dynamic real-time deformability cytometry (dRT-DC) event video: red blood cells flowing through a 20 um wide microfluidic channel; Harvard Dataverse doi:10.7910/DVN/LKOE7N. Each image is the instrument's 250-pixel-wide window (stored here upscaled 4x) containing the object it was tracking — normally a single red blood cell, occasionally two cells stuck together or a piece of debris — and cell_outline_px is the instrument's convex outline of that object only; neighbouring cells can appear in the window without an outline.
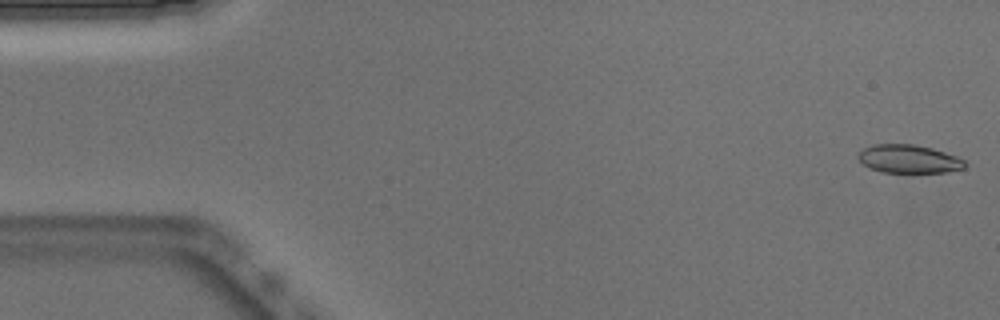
{"species": "Egyptian fruit bat (a non-hibernating species)", "species_latin": "Rousettus aegyptiacus", "temperature_condition": "warm", "stored_images_in_passage": 51, "camera_frame_rate_fps": 3000, "um_per_image_px": 0.085, "animal": {"sex": "male"}, "frame": {"image": 1, "passage_image": 1, "time_ms": 0.0, "image_size_px": [1000, 320], "cell_outline_px": [[968, 164], [964, 168], [944, 172], [880, 172], [864, 164], [856, 156], [864, 148], [872, 144], [912, 144], [932, 148], [956, 156], [964, 160]], "centroid_in_image_um": [77.25, 13.5], "position_along_channel_um": 7.7, "area_um2": 17.46}}
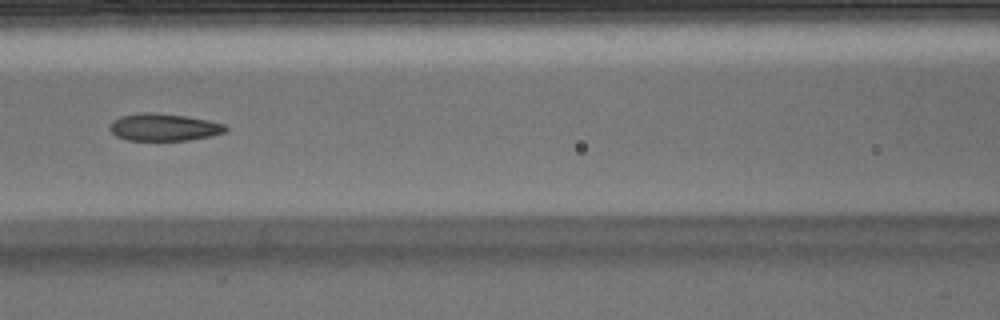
{"frame": {"image": 2, "passage_image": 22, "time_ms": 7.0, "image_size_px": [1000, 320], "cell_outline_px": [[228, 128], [224, 132], [212, 136], [188, 140], [128, 140], [116, 136], [108, 128], [112, 120], [120, 116], [140, 112], [152, 112], [184, 116], [208, 120], [224, 124]], "centroid_in_image_um": [13.9, 10.81], "position_along_channel_um": 152.7, "area_um2": 18.44}}
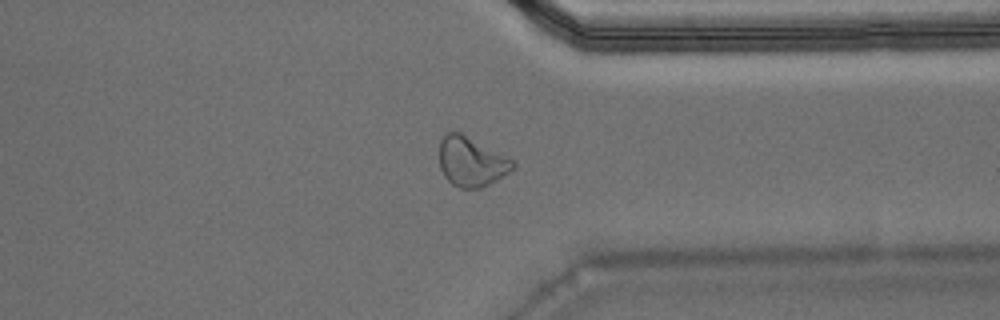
{"frame": {"image": 3, "passage_image": 39, "time_ms": 12.667, "image_size_px": [1000, 320], "cell_outline_px": [[516, 168], [496, 180], [480, 188], [460, 188], [452, 184], [444, 176], [440, 168], [440, 140], [448, 132], [460, 132], [512, 160], [516, 164]], "centroid_in_image_um": [40.05, 13.76], "position_along_channel_um": 371.4, "area_um2": 20.87}, "authors_computed_cell_mechanics": {"area_um2": 19.1318, "velocity_mm_per_s": 3.9096, "shape_relaxation_time_tau1_ms": null, "shape_relaxation_time_tau2_ms": 1.4771, "deformation_change_tau1": null, "deformation_change_tau2": 0.0752}}